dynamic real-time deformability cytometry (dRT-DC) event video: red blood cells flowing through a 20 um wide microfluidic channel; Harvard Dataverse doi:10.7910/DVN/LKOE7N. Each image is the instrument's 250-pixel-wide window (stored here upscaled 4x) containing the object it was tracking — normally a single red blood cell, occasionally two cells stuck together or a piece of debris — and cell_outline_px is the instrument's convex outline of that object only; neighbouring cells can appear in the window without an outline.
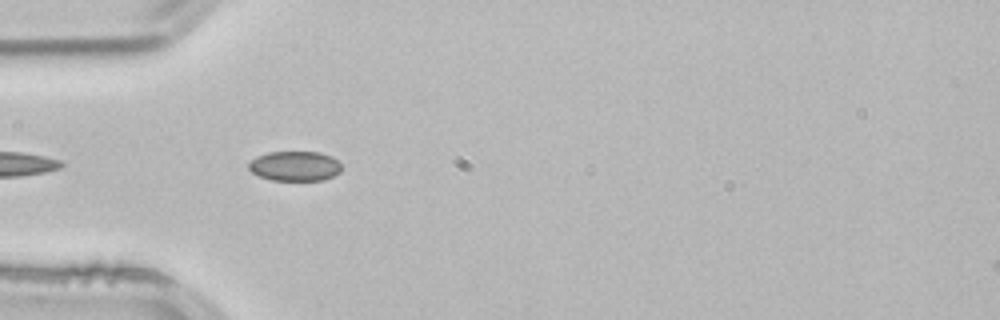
{"species": "common noctule bat (a hibernating species)", "species_latin": "Nyctalus noctula", "temperature_condition": "room temperature", "stored_images_in_passage": 4, "camera_frame_rate_fps": 3000, "um_per_image_px": 0.085, "animal": {"sex": "male", "body_mass_g": 21.5, "forearm_length_mm": 52.0}, "frame": {"image": 1, "passage_image": 4, "time_ms": 1.0, "image_size_px": [1000, 320], "cell_outline_px": [[344, 168], [340, 172], [324, 180], [272, 180], [260, 176], [252, 172], [248, 168], [248, 164], [256, 156], [268, 152], [320, 152], [332, 156]], "centroid_in_image_um": [25.08, 14.11], "position_along_channel_um": 59.9, "area_um2": 16.18}}